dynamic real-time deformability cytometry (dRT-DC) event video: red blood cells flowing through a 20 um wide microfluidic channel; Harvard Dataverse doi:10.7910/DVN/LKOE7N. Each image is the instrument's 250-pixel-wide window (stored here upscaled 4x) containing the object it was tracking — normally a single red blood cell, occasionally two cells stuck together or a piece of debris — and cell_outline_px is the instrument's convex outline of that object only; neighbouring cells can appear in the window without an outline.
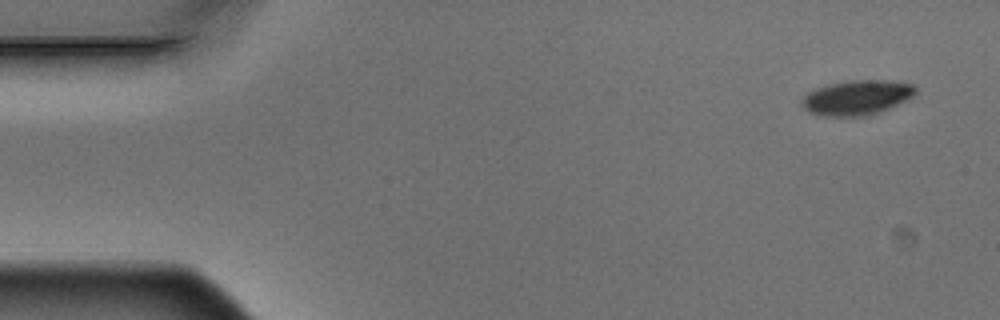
{"species": "Egyptian fruit bat (a non-hibernating species)", "species_latin": "Rousettus aegyptiacus", "temperature_condition": "warm", "stored_images_in_passage": 5, "camera_frame_rate_fps": 3000, "um_per_image_px": 0.085, "animal": {"sex": "male"}, "frame": {"image": 1, "passage_image": 1, "time_ms": 0.0, "image_size_px": [1000, 320], "cell_outline_px": [[916, 92], [908, 100], [880, 112], [868, 116], [824, 116], [808, 112], [804, 108], [800, 100], [808, 92], [816, 88], [832, 84], [852, 80], [884, 80], [912, 84], [916, 88]], "centroid_in_image_um": [72.83, 8.31], "position_along_channel_um": 12.2, "area_um2": 23.0}}
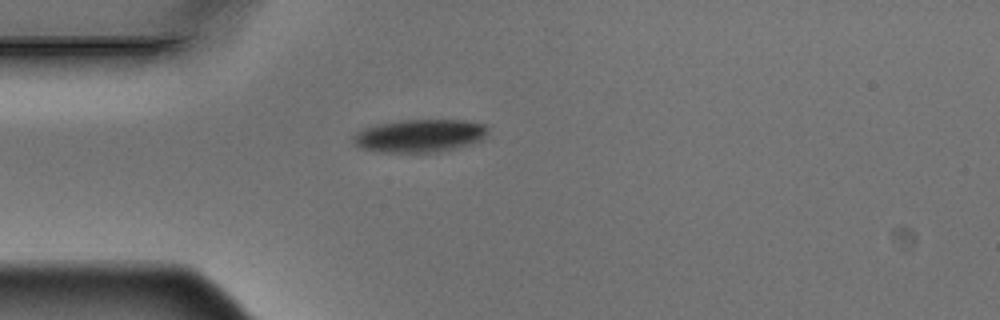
{"frame": {"image": 2, "passage_image": 4, "time_ms": 1.0, "image_size_px": [1000, 320], "cell_outline_px": [[488, 136], [484, 140], [472, 144], [456, 148], [436, 152], [376, 152], [360, 148], [352, 140], [352, 136], [356, 132], [364, 128], [376, 124], [404, 120], [464, 120], [488, 124]], "centroid_in_image_um": [35.72, 11.54], "position_along_channel_um": 49.3, "area_um2": 26.24}}